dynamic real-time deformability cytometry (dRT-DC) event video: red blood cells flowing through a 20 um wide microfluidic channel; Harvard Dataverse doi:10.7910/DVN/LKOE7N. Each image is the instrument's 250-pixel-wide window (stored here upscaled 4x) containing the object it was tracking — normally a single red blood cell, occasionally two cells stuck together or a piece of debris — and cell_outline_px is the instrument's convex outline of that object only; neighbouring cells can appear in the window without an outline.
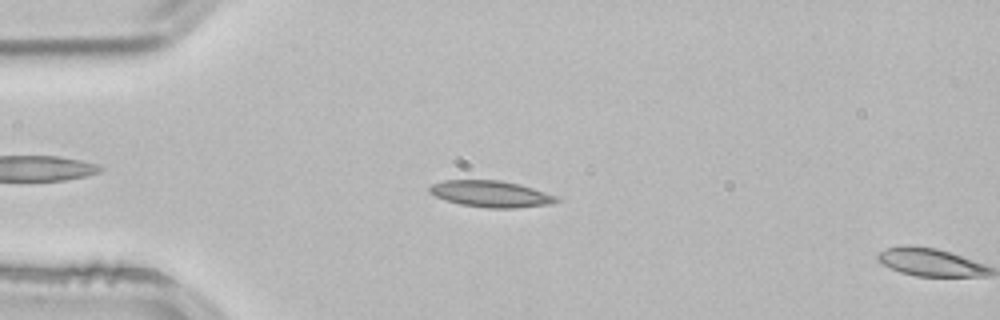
{"species": "common noctule bat (a hibernating species)", "species_latin": "Nyctalus noctula", "temperature_condition": "room temperature", "stored_images_in_passage": 3, "segment_of_instrument_passage": [1, 2], "camera_frame_rate_fps": 3000, "um_per_image_px": 0.085, "animal": {"sex": "male", "body_mass_g": 21.5, "forearm_length_mm": 52.0}, "frame": {"image": 1, "passage_image": 2, "time_ms": 0.333, "image_size_px": [1000, 320], "cell_outline_px": [[560, 200], [552, 204], [516, 208], [488, 208], [460, 204], [444, 200], [428, 192], [428, 188], [432, 184], [444, 180], [500, 180], [520, 184], [556, 196]], "centroid_in_image_um": [41.7, 16.48], "position_along_channel_um": 43.3, "area_um2": 19.59}}